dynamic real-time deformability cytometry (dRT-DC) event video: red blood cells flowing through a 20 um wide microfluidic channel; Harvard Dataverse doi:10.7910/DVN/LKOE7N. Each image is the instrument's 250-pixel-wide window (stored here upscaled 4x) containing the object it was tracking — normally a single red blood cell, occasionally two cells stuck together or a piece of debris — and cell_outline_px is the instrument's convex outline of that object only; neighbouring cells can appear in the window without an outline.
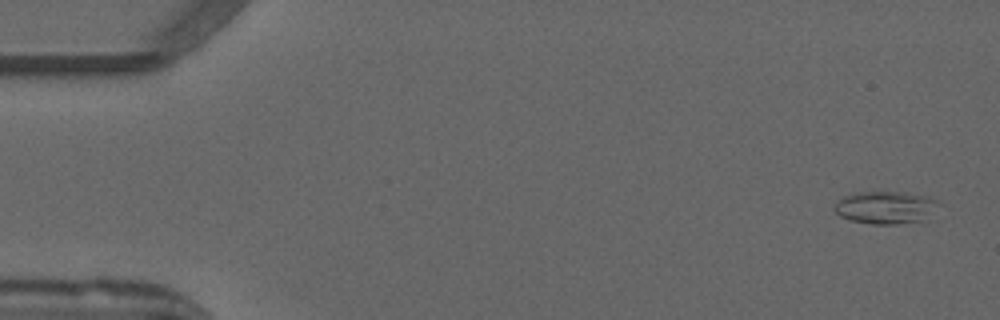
{"species": "common noctule bat (a hibernating species)", "species_latin": "Nyctalus noctula", "temperature_condition": "warm", "stored_images_in_passage": 52, "camera_frame_rate_fps": 3000, "um_per_image_px": 0.085, "animal": {"sex": "male", "forearm_length_mm": 52.5}, "frame": {"image": 1, "passage_image": 2, "time_ms": 0.333, "image_size_px": [1000, 320], "cell_outline_px": [[940, 204], [924, 220], [896, 224], [872, 224], [848, 220], [840, 216], [832, 208], [844, 196], [856, 192], [904, 192], [928, 196], [940, 200]], "centroid_in_image_um": [75.29, 17.63], "position_along_channel_um": 9.7, "area_um2": 19.88}}
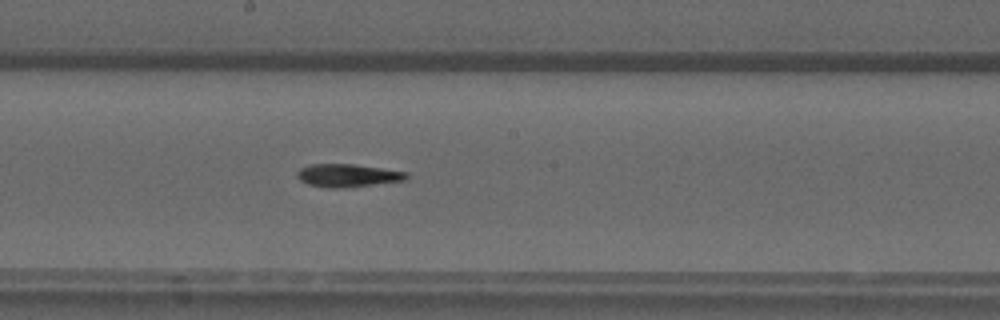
{"frame": {"image": 2, "passage_image": 28, "time_ms": 9.0, "image_size_px": [1000, 320], "cell_outline_px": [[408, 176], [404, 180], [372, 184], [336, 188], [332, 188], [308, 184], [300, 180], [296, 176], [296, 172], [300, 168], [312, 164], [352, 164], [408, 172]], "centroid_in_image_um": [29.5, 14.9], "position_along_channel_um": 218.7, "area_um2": 14.28}}
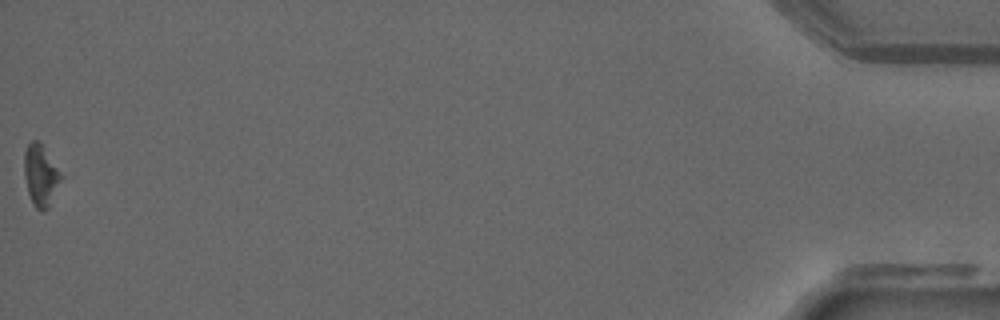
{"frame": {"image": 3, "passage_image": 52, "time_ms": 17.0, "image_size_px": [1000, 320], "cell_outline_px": [[64, 176], [48, 208], [44, 212], [36, 208], [32, 204], [28, 192], [24, 176], [24, 152], [28, 144], [32, 140], [40, 140]], "centroid_in_image_um": [3.47, 14.89], "position_along_channel_um": 431.7, "area_um2": 13.53}}